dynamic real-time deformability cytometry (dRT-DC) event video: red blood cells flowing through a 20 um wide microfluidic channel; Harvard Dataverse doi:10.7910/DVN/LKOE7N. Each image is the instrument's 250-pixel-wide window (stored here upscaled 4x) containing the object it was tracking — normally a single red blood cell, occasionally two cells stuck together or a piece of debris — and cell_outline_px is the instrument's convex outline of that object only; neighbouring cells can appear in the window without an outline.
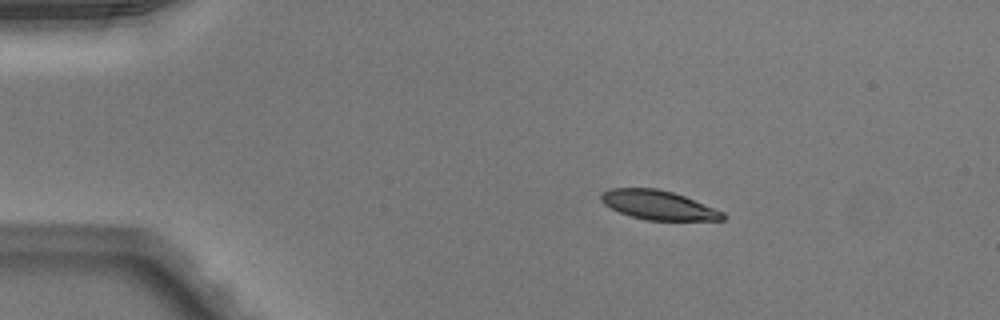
{"species": "Egyptian fruit bat (a non-hibernating species)", "species_latin": "Rousettus aegyptiacus", "temperature_condition": "warm", "stored_images_in_passage": 42, "camera_frame_rate_fps": 3000, "um_per_image_px": 0.085, "animal": {"sex": "male"}, "frame": {"image": 1, "passage_image": 1, "time_ms": 0.0, "image_size_px": [1000, 320], "cell_outline_px": [[728, 216], [724, 220], [648, 220], [632, 216], [620, 212], [604, 204], [600, 200], [600, 192], [608, 188], [656, 188], [672, 192], [684, 196], [724, 212]], "centroid_in_image_um": [55.95, 17.42], "position_along_channel_um": 29.1, "area_um2": 20.63}}
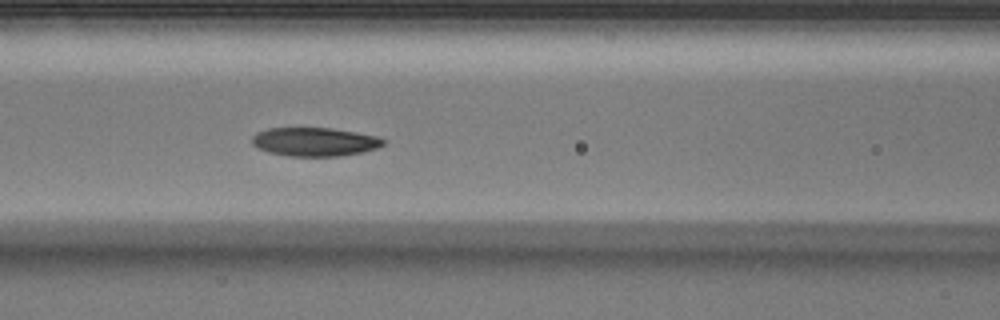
{"frame": {"image": 2, "passage_image": 14, "time_ms": 4.333, "image_size_px": [1000, 320], "cell_outline_px": [[388, 140], [384, 144], [376, 148], [364, 152], [340, 156], [288, 156], [268, 152], [252, 144], [252, 136], [256, 132], [268, 128], [332, 128], [356, 132], [376, 136]], "centroid_in_image_um": [26.76, 12.05], "position_along_channel_um": 139.8, "area_um2": 22.02}}
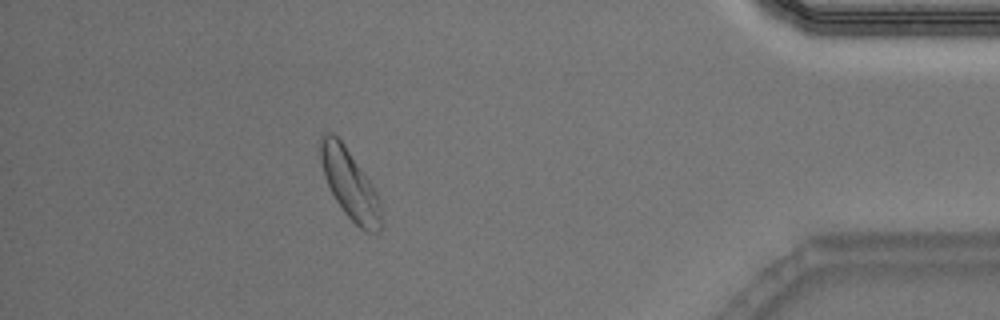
{"frame": {"image": 3, "passage_image": 37, "time_ms": 12.0, "image_size_px": [1000, 320], "cell_outline_px": [[384, 224], [380, 232], [364, 232], [344, 212], [336, 200], [324, 176], [320, 160], [320, 136], [324, 132], [332, 132], [344, 144], [372, 184], [380, 200]], "centroid_in_image_um": [29.77, 15.69], "position_along_channel_um": 405.4, "area_um2": 24.68}, "authors_computed_cell_mechanics": {"area_um2": 22.7443, "velocity_mm_per_s": 4.0373, "shape_relaxation_time_tau1_ms": 2.7798, "shape_relaxation_time_tau2_ms": 5.8289, "deformation_change_tau1": 0.1012, "deformation_change_tau2": 0.1092}}